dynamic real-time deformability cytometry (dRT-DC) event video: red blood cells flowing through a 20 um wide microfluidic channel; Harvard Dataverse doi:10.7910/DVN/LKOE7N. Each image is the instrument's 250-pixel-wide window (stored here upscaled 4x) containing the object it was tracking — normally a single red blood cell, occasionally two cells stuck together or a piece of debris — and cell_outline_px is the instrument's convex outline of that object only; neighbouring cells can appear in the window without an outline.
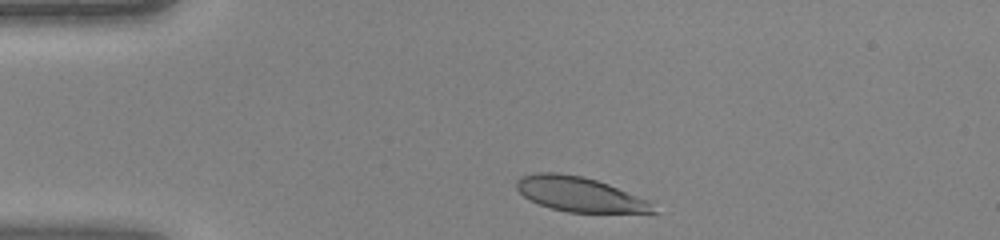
{"species": "human", "species_latin": "Homo sapiens", "temperature_condition": "warm", "stored_images_in_passage": 31, "camera_frame_rate_fps": 3000, "um_per_image_px": 0.085, "donor": {"sex": "female"}, "frame": {"image": 1, "passage_image": 2, "time_ms": 0.333, "image_size_px": [1000, 240], "cell_outline_px": [[660, 212], [568, 212], [552, 208], [540, 204], [524, 196], [516, 188], [516, 180], [520, 176], [536, 172], [560, 172], [580, 176], [596, 180], [608, 184], [648, 200]], "centroid_in_image_um": [49.24, 16.5], "position_along_channel_um": 35.8, "area_um2": 27.34}}
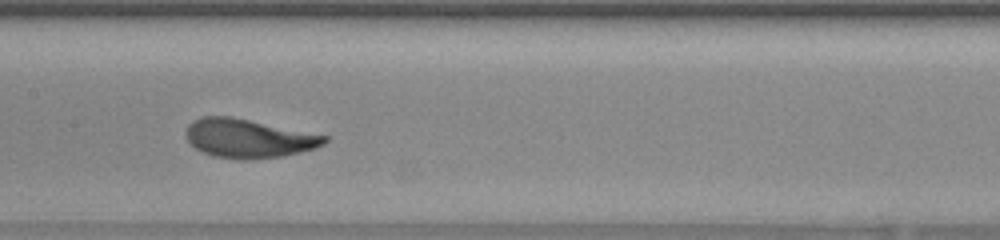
{"frame": {"image": 2, "passage_image": 15, "time_ms": 4.667, "image_size_px": [1000, 240], "cell_outline_px": [[328, 140], [324, 144], [316, 148], [280, 156], [252, 160], [240, 160], [212, 156], [196, 148], [188, 140], [184, 132], [188, 124], [192, 120], [200, 116], [232, 116], [328, 136]], "centroid_in_image_um": [21.08, 11.75], "position_along_channel_um": 186.3, "area_um2": 31.44}}
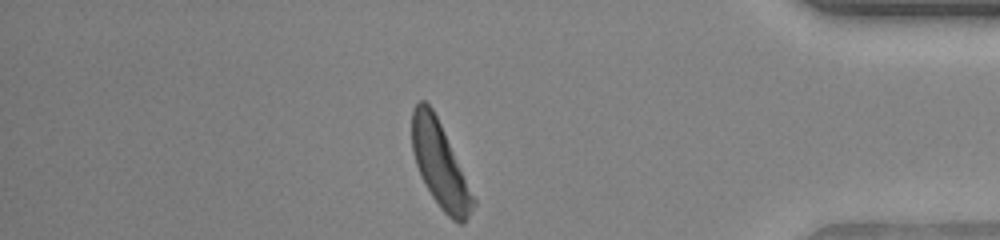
{"frame": {"image": 3, "passage_image": 31, "time_ms": 10.0, "image_size_px": [1000, 240], "cell_outline_px": [[476, 204], [464, 224], [460, 224], [452, 220], [440, 208], [432, 196], [416, 164], [412, 152], [412, 108], [420, 100], [424, 100], [432, 108], [440, 124], [476, 200]], "centroid_in_image_um": [37.4, 14.03], "position_along_channel_um": 397.8, "area_um2": 29.71}}